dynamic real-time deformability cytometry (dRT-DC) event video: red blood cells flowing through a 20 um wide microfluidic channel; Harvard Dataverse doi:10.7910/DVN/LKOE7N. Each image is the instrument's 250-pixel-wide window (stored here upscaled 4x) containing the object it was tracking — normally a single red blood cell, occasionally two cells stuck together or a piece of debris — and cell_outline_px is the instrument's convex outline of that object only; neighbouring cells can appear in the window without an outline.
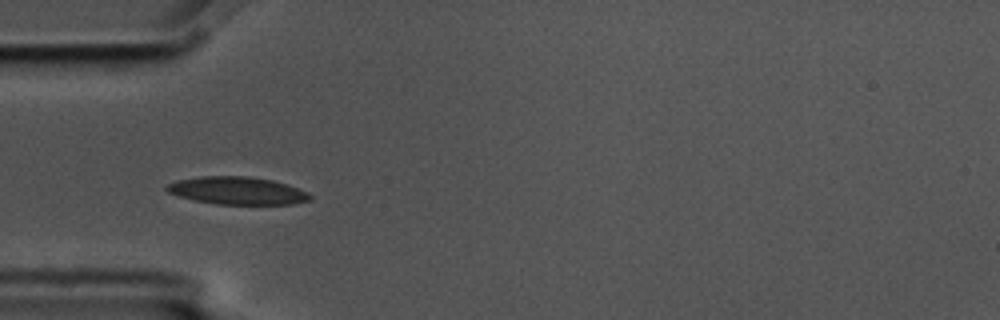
{"species": "common noctule bat (a hibernating species)", "species_latin": "Nyctalus noctula", "temperature_condition": "cold", "stored_images_in_passage": 10, "camera_frame_rate_fps": 3000, "um_per_image_px": 0.085, "animal": {"sex": "male", "body_mass_g": 17.5, "forearm_length_mm": 52.3}, "frame": {"image": 1, "passage_image": 4, "time_ms": 1.0, "image_size_px": [1000, 320], "cell_outline_px": [[312, 200], [292, 204], [216, 204], [196, 200], [180, 196], [168, 192], [164, 188], [168, 184], [176, 180], [200, 176], [248, 176], [272, 180], [288, 184], [308, 192], [312, 196]], "centroid_in_image_um": [20.2, 16.2], "position_along_channel_um": 64.8, "area_um2": 23.12}}
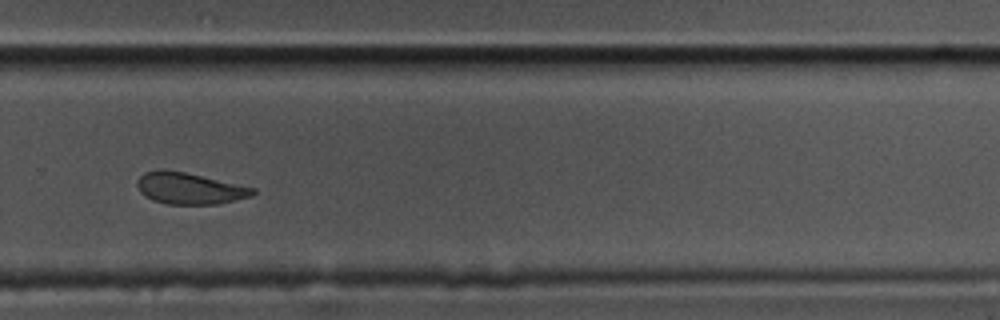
{"frame": {"image": 2, "passage_image": 10, "time_ms": 3.0, "image_size_px": [1000, 320], "cell_outline_px": [[256, 192], [252, 196], [216, 204], [168, 204], [152, 200], [144, 196], [140, 192], [136, 184], [136, 180], [144, 172], [184, 172], [256, 188]], "centroid_in_image_um": [16.12, 16.04], "position_along_channel_um": 313.7, "area_um2": 20.69}}